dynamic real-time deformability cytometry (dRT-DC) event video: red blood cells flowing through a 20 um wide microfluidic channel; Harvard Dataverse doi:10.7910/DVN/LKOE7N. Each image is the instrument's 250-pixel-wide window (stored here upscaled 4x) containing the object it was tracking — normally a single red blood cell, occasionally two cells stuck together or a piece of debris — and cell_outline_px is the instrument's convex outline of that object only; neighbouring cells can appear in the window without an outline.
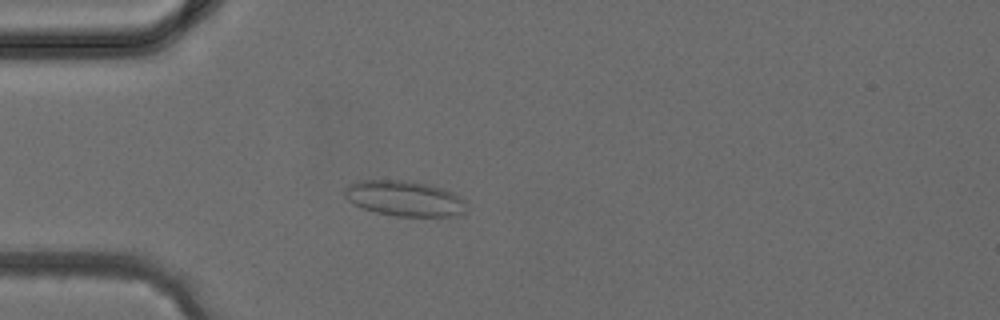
{"species": "common noctule bat (a hibernating species)", "species_latin": "Nyctalus noctula", "temperature_condition": "cold", "stored_images_in_passage": 39, "camera_frame_rate_fps": 3000, "um_per_image_px": 0.085, "animal": {"sex": "female", "body_mass_g": 24.6, "forearm_length_mm": 56.2}, "frame": {"image": 1, "passage_image": 11, "time_ms": 3.333, "image_size_px": [1000, 320], "cell_outline_px": [[468, 204], [464, 212], [452, 216], [396, 216], [376, 212], [352, 204], [344, 196], [344, 188], [360, 180], [412, 180], [432, 184], [452, 192], [460, 196]], "centroid_in_image_um": [34.4, 16.85], "position_along_channel_um": 50.6, "area_um2": 25.37}}
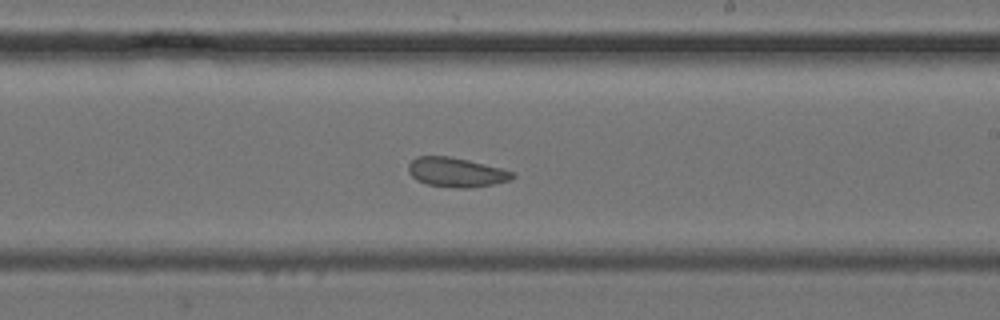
{"frame": {"image": 2, "passage_image": 23, "time_ms": 7.333, "image_size_px": [1000, 320], "cell_outline_px": [[516, 176], [512, 180], [472, 188], [456, 188], [428, 184], [416, 180], [408, 172], [408, 164], [416, 156], [448, 156], [468, 160], [516, 172]], "centroid_in_image_um": [38.8, 14.65], "position_along_channel_um": 250.2, "area_um2": 17.92}}
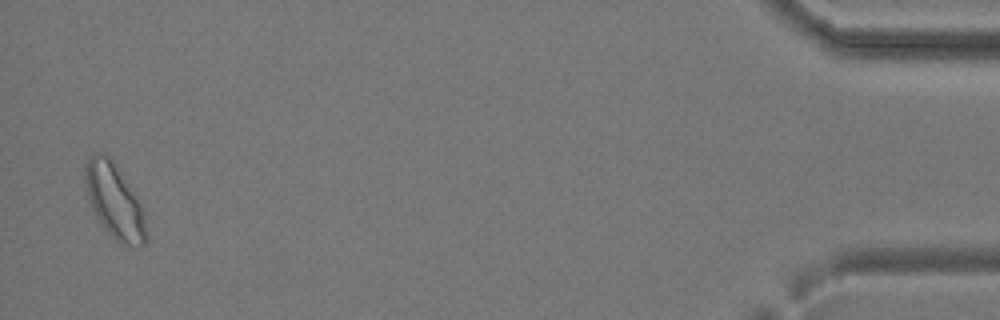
{"frame": {"image": 3, "passage_image": 38, "time_ms": 12.333, "image_size_px": [1000, 320], "cell_outline_px": [[148, 240], [140, 248], [128, 248], [120, 244], [100, 224], [92, 208], [88, 196], [84, 180], [84, 168], [88, 156], [100, 152], [108, 152], [116, 164], [136, 196], [144, 212], [148, 236]], "centroid_in_image_um": [9.75, 17.12], "position_along_channel_um": 425.5, "area_um2": 27.17}}